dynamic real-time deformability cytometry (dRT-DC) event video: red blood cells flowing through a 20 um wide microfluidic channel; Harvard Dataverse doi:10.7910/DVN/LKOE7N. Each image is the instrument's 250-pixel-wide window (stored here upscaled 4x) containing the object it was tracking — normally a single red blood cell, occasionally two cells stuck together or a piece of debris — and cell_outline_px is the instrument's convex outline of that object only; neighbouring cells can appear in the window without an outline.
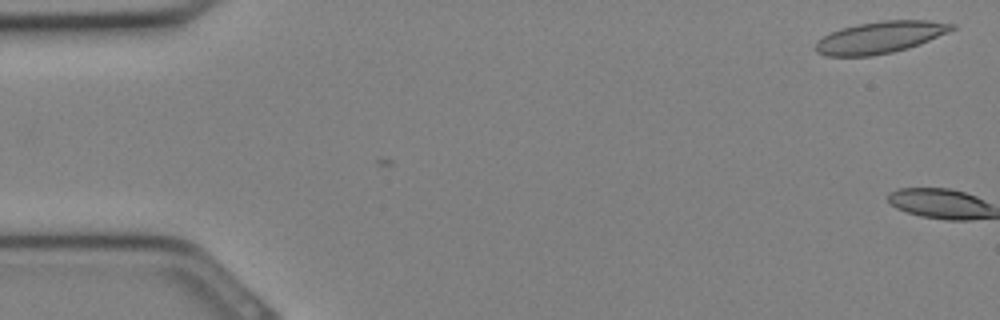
{"species": "Egyptian fruit bat (a non-hibernating species)", "species_latin": "Rousettus aegyptiacus", "temperature_condition": "cold", "stored_images_in_passage": 2, "camera_frame_rate_fps": 3000, "um_per_image_px": 0.085, "animal": {"sex": "female"}, "frame": {"image": 1, "passage_image": 1, "time_ms": 0.0, "image_size_px": [1000, 320], "cell_outline_px": [[956, 28], [948, 32], [920, 44], [908, 48], [892, 52], [872, 56], [824, 56], [816, 52], [812, 48], [816, 40], [840, 28], [856, 24], [880, 20], [928, 20], [956, 24]], "centroid_in_image_um": [74.77, 3.17], "position_along_channel_um": 10.2, "area_um2": 25.61}}